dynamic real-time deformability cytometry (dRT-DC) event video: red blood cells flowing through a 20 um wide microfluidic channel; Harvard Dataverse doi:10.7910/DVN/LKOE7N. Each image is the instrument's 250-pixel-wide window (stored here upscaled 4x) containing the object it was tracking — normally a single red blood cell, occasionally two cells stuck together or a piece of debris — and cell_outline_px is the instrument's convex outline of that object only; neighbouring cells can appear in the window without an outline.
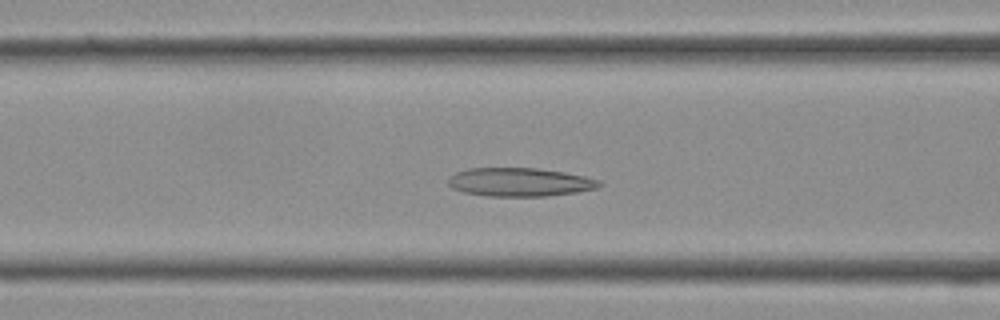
{"species": "Egyptian fruit bat (a non-hibernating species)", "species_latin": "Rousettus aegyptiacus", "temperature_condition": "cold", "stored_images_in_passage": 37, "camera_frame_rate_fps": 3000, "um_per_image_px": 0.085, "frame": {"image": 1, "passage_image": 14, "time_ms": 4.333, "image_size_px": [1000, 320], "cell_outline_px": [[604, 184], [596, 188], [576, 192], [544, 196], [488, 196], [464, 192], [452, 188], [448, 184], [448, 176], [456, 172], [468, 168], [536, 168], [564, 172], [584, 176], [600, 180]], "centroid_in_image_um": [44.16, 15.47], "position_along_channel_um": 122.4, "area_um2": 25.14}}
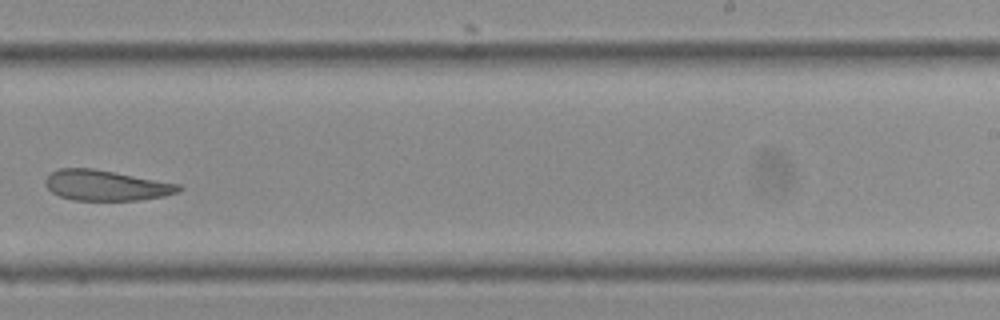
{"frame": {"image": 2, "passage_image": 23, "time_ms": 7.333, "image_size_px": [1000, 320], "cell_outline_px": [[184, 188], [180, 192], [164, 196], [140, 200], [72, 200], [60, 196], [52, 192], [48, 188], [44, 180], [52, 172], [60, 168], [92, 168], [180, 184]], "centroid_in_image_um": [9.04, 15.76], "position_along_channel_um": 280.0, "area_um2": 23.58}}
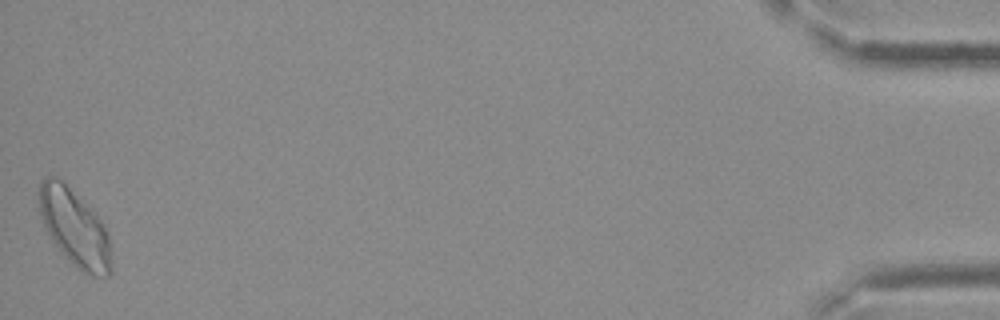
{"frame": {"image": 3, "passage_image": 37, "time_ms": 12.0, "image_size_px": [1000, 320], "cell_outline_px": [[112, 272], [108, 276], [92, 276], [84, 272], [72, 264], [60, 252], [44, 228], [40, 216], [36, 192], [40, 180], [44, 176], [56, 176], [96, 212], [104, 224], [108, 232], [112, 268]], "centroid_in_image_um": [6.31, 19.33], "position_along_channel_um": 428.9, "area_um2": 33.06}}